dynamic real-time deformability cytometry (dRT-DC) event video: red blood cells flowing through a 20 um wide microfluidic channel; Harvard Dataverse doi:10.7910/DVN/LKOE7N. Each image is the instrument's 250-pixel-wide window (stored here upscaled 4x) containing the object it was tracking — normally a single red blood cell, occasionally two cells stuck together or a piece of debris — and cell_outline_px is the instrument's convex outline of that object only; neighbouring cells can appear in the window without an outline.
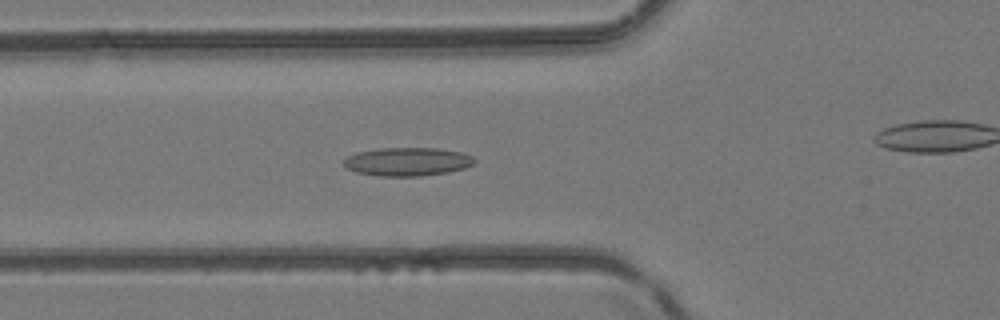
{"species": "common noctule bat (a hibernating species)", "species_latin": "Nyctalus noctula", "temperature_condition": "room temperature", "stored_images_in_passage": 44, "camera_frame_rate_fps": 3000, "um_per_image_px": 0.085, "animal": {"sex": "female", "body_mass_g": 24.6, "forearm_length_mm": 56.2}, "frame": {"image": 1, "passage_image": 16, "time_ms": 5.0, "image_size_px": [1000, 320], "cell_outline_px": [[476, 160], [472, 164], [464, 168], [448, 172], [420, 176], [380, 176], [356, 172], [348, 168], [344, 164], [344, 160], [348, 156], [356, 152], [376, 148], [436, 148], [464, 152], [472, 156]], "centroid_in_image_um": [34.64, 13.73], "position_along_channel_um": 91.2, "area_um2": 21.68}}
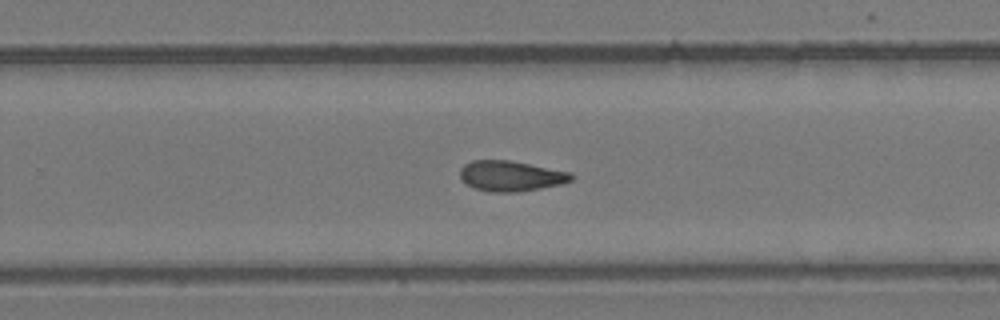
{"frame": {"image": 2, "passage_image": 28, "time_ms": 9.0, "image_size_px": [1000, 320], "cell_outline_px": [[572, 180], [560, 184], [540, 188], [516, 192], [492, 192], [476, 188], [468, 184], [460, 176], [460, 168], [464, 164], [472, 160], [508, 160], [572, 172]], "centroid_in_image_um": [43.42, 14.95], "position_along_channel_um": 286.4, "area_um2": 19.48}}
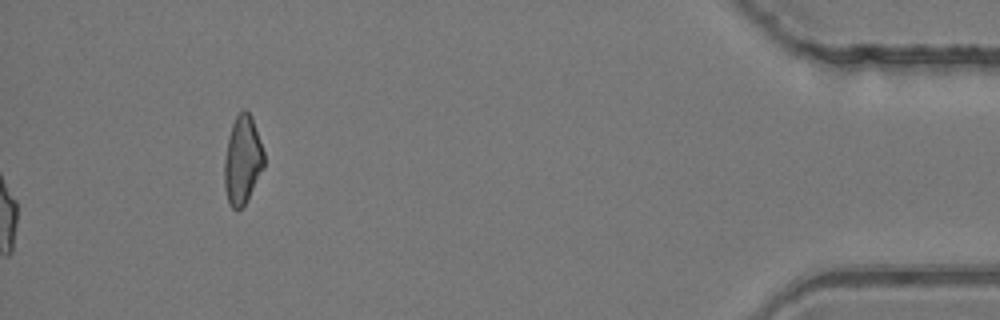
{"frame": {"image": 3, "passage_image": 44, "time_ms": 14.333, "image_size_px": [1000, 320], "cell_outline_px": [[264, 168], [244, 204], [236, 212], [228, 204], [224, 188], [224, 160], [228, 140], [232, 124], [236, 116], [244, 108], [252, 116], [264, 152]], "centroid_in_image_um": [20.6, 13.62], "position_along_channel_um": 414.6, "area_um2": 20.4}}